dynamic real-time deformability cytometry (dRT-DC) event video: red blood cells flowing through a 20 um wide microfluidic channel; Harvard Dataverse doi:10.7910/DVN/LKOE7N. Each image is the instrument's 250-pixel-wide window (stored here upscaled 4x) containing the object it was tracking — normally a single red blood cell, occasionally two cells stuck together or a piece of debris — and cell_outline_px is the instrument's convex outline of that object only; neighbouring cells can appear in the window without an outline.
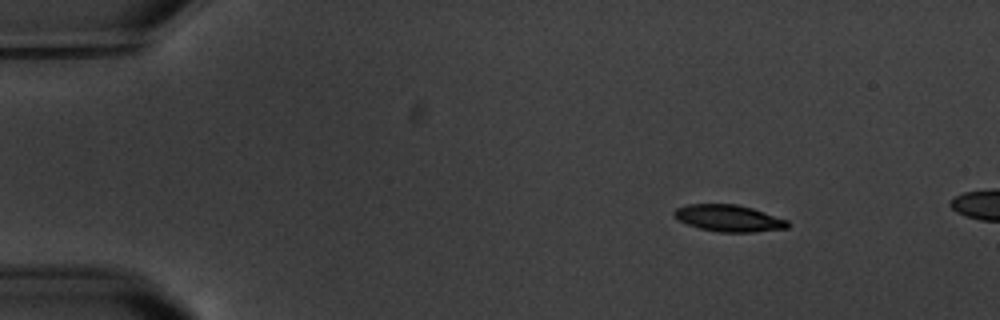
{"species": "common noctule bat (a hibernating species)", "species_latin": "Nyctalus noctula", "temperature_condition": "warm", "stored_images_in_passage": 3, "camera_frame_rate_fps": 3000, "um_per_image_px": 0.085, "animal": {"sex": "male", "body_mass_g": 20.1, "forearm_length_mm": 53.5}, "frame": {"image": 1, "passage_image": 1, "time_ms": 0.0, "image_size_px": [1000, 320], "cell_outline_px": [[792, 224], [788, 228], [752, 232], [720, 232], [700, 228], [688, 224], [672, 216], [672, 212], [676, 208], [688, 204], [736, 204], [752, 208], [788, 220]], "centroid_in_image_um": [61.96, 18.54], "position_along_channel_um": 23.0, "area_um2": 17.69}}